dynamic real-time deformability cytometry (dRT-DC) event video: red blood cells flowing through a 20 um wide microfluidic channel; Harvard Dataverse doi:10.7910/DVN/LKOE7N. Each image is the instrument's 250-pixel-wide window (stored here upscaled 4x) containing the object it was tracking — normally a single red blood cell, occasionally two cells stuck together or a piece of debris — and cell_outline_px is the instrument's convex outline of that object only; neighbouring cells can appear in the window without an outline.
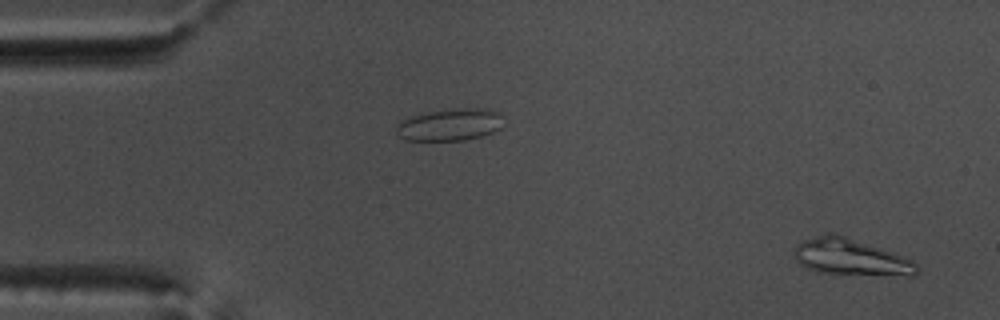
{"species": "common noctule bat (a hibernating species)", "species_latin": "Nyctalus noctula", "temperature_condition": "warm", "stored_images_in_passage": 54, "segment_of_instrument_passage": [1, 2], "camera_frame_rate_fps": 3000, "um_per_image_px": 0.085, "animal": {"sex": "male", "body_mass_g": 17.5, "forearm_length_mm": 52.3}, "frame": {"image": 1, "passage_image": 2, "time_ms": 0.333, "image_size_px": [1000, 320], "cell_outline_px": [[916, 276], [908, 276], [816, 272], [800, 264], [796, 260], [796, 244], [804, 240], [828, 232], [832, 232], [904, 256], [912, 260], [916, 264]], "centroid_in_image_um": [72.32, 21.86], "position_along_channel_um": 12.7, "area_um2": 25.61}}
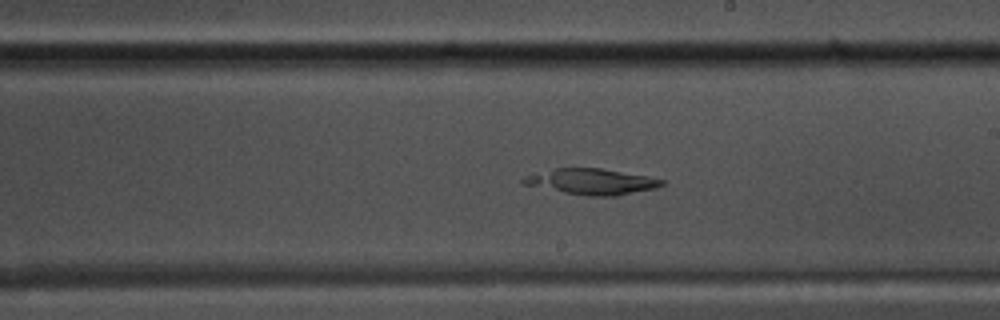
{"frame": {"image": 2, "passage_image": 30, "time_ms": 9.667, "image_size_px": [1000, 320], "cell_outline_px": [[664, 184], [656, 188], [616, 196], [588, 196], [564, 192], [520, 184], [520, 180], [524, 176], [556, 168], [604, 168], [648, 176], [664, 180]], "centroid_in_image_um": [50.29, 15.43], "position_along_channel_um": 238.7, "area_um2": 20.87}}
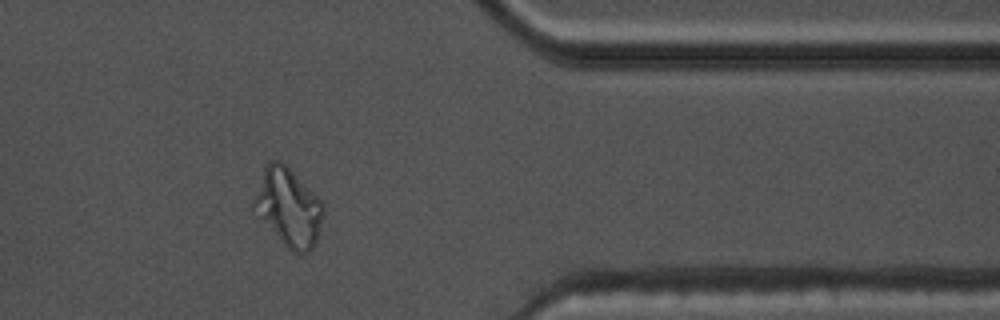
{"frame": {"image": 3, "passage_image": 43, "time_ms": 14.0, "image_size_px": [1000, 320], "cell_outline_px": [[324, 212], [320, 228], [316, 240], [312, 248], [308, 252], [292, 252], [284, 244], [260, 216], [252, 204], [264, 168], [272, 160], [276, 160], [284, 164], [324, 204]], "centroid_in_image_um": [24.54, 17.64], "position_along_channel_um": 386.9, "area_um2": 30.11}}